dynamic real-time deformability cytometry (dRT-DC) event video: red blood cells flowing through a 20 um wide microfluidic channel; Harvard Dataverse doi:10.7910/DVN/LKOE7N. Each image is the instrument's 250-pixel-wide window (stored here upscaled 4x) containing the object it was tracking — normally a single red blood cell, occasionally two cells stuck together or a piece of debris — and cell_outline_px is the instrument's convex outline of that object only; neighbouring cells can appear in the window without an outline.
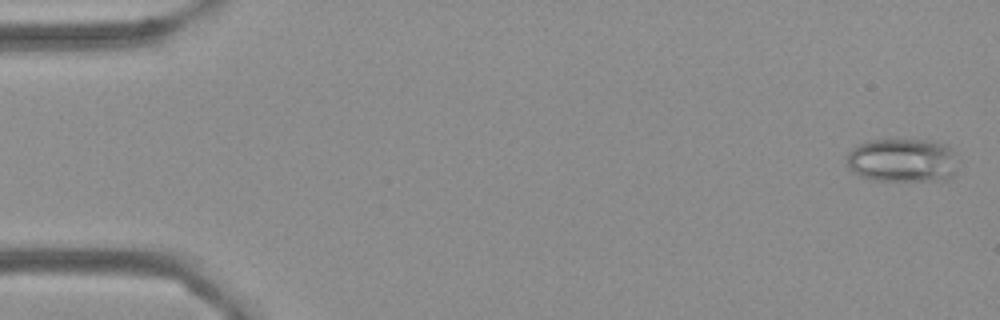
{"species": "Egyptian fruit bat (a non-hibernating species)", "species_latin": "Rousettus aegyptiacus", "temperature_condition": "cold", "stored_images_in_passage": 55, "camera_frame_rate_fps": 3000, "um_per_image_px": 0.085, "frame": {"image": 1, "passage_image": 2, "time_ms": 0.333, "image_size_px": [1000, 320], "cell_outline_px": [[952, 176], [948, 180], [872, 180], [860, 176], [848, 168], [848, 152], [852, 148], [868, 140], [932, 140], [948, 144], [952, 148]], "centroid_in_image_um": [76.66, 13.61], "position_along_channel_um": 8.3, "area_um2": 27.98}}
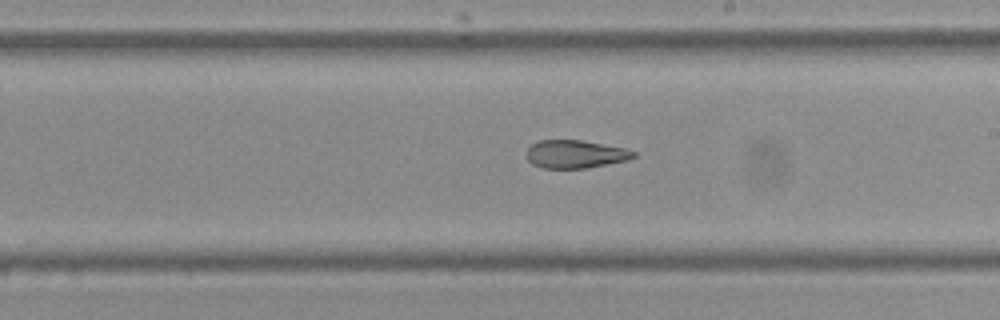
{"frame": {"image": 2, "passage_image": 32, "time_ms": 10.333, "image_size_px": [1000, 320], "cell_outline_px": [[636, 156], [628, 160], [584, 168], [544, 168], [532, 164], [528, 160], [528, 148], [532, 144], [540, 140], [580, 140], [628, 148], [636, 152]], "centroid_in_image_um": [48.94, 13.09], "position_along_channel_um": 240.1, "area_um2": 17.4}}
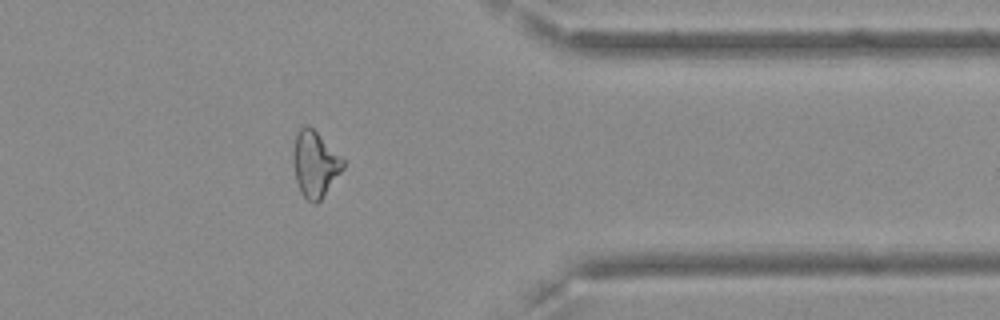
{"frame": {"image": 3, "passage_image": 45, "time_ms": 14.667, "image_size_px": [1000, 320], "cell_outline_px": [[344, 168], [320, 200], [316, 204], [312, 204], [300, 192], [296, 180], [292, 160], [292, 152], [296, 132], [304, 124], [308, 124], [344, 160]], "centroid_in_image_um": [26.73, 13.94], "position_along_channel_um": 384.7, "area_um2": 19.07}, "authors_computed_cell_mechanics": {"area_um2": 19.5942, "velocity_mm_per_s": 3.6629, "shape_relaxation_time_tau1_ms": null, "shape_relaxation_time_tau2_ms": 3.073, "deformation_change_tau1": null, "deformation_change_tau2": 0.1091}}